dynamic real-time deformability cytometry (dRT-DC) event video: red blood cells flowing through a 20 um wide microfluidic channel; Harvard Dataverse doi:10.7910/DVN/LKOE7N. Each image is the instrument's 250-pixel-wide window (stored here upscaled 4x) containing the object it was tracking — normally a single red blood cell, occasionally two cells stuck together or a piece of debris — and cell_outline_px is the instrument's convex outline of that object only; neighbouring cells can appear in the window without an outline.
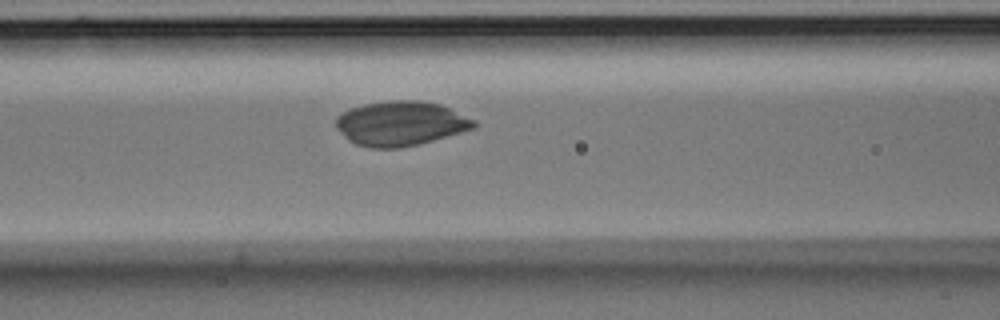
{"species": "Egyptian fruit bat (a non-hibernating species)", "species_latin": "Rousettus aegyptiacus", "temperature_condition": "room temperature", "stored_images_in_passage": 41, "camera_frame_rate_fps": 3000, "um_per_image_px": 0.085, "animal": {"sex": "male"}, "frame": {"image": 1, "passage_image": 15, "time_ms": 4.667, "image_size_px": [1000, 320], "cell_outline_px": [[476, 128], [432, 140], [416, 144], [396, 148], [372, 148], [356, 144], [348, 140], [336, 128], [336, 116], [352, 108], [364, 104], [392, 100], [424, 100], [440, 104], [476, 120]], "centroid_in_image_um": [34.06, 10.48], "position_along_channel_um": 132.5, "area_um2": 35.66}}
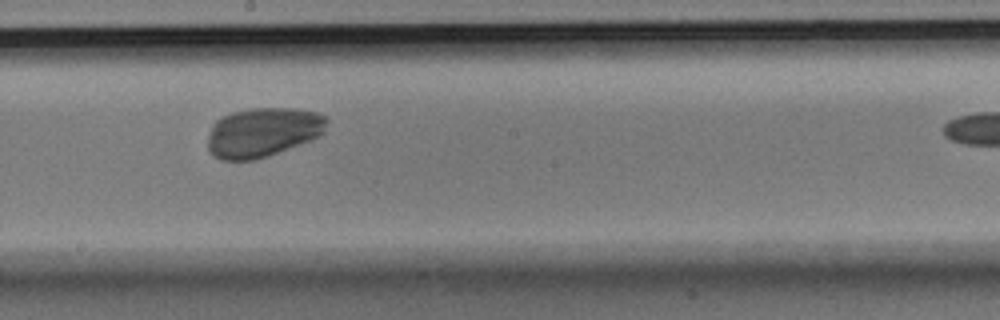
{"frame": {"image": 2, "passage_image": 23, "time_ms": 7.333, "image_size_px": [1000, 320], "cell_outline_px": [[328, 120], [324, 132], [320, 136], [312, 140], [268, 156], [256, 160], [220, 160], [208, 148], [208, 136], [212, 124], [220, 116], [232, 112], [248, 108], [296, 108], [316, 112], [328, 116]], "centroid_in_image_um": [22.36, 11.23], "position_along_channel_um": 225.8, "area_um2": 34.68}}
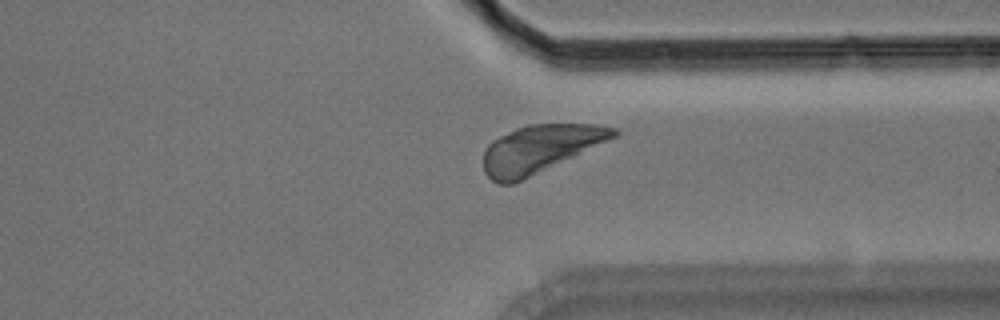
{"frame": {"image": 3, "passage_image": 35, "time_ms": 11.333, "image_size_px": [1000, 320], "cell_outline_px": [[620, 132], [616, 136], [512, 184], [500, 184], [492, 180], [484, 172], [484, 152], [488, 144], [492, 140], [516, 128], [528, 124], [596, 124], [616, 128]], "centroid_in_image_um": [45.85, 12.63], "position_along_channel_um": 365.6, "area_um2": 35.32}}